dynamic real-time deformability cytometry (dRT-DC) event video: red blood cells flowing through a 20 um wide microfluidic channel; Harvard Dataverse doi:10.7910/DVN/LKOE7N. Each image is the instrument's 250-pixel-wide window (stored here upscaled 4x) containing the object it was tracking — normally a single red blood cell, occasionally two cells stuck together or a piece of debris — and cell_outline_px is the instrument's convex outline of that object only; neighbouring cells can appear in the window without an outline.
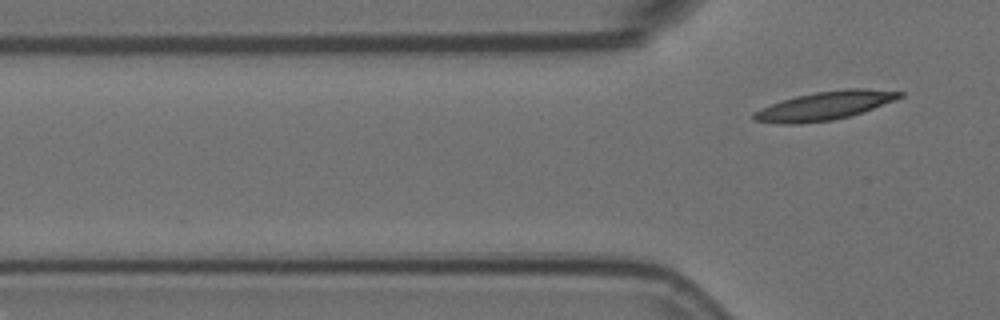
{"species": "Egyptian fruit bat (a non-hibernating species)", "species_latin": "Rousettus aegyptiacus", "temperature_condition": "room temperature", "stored_images_in_passage": 2, "camera_frame_rate_fps": 3000, "um_per_image_px": 0.085, "animal": {"sex": "female"}, "frame": {"image": 1, "passage_image": 2, "time_ms": 0.333, "image_size_px": [1000, 320], "cell_outline_px": [[904, 96], [864, 112], [852, 116], [832, 120], [800, 124], [784, 124], [752, 120], [752, 116], [756, 112], [772, 104], [796, 96], [816, 92], [848, 88], [864, 88], [904, 92]], "centroid_in_image_um": [70.16, 8.99], "position_along_channel_um": 55.6, "area_um2": 24.04}}